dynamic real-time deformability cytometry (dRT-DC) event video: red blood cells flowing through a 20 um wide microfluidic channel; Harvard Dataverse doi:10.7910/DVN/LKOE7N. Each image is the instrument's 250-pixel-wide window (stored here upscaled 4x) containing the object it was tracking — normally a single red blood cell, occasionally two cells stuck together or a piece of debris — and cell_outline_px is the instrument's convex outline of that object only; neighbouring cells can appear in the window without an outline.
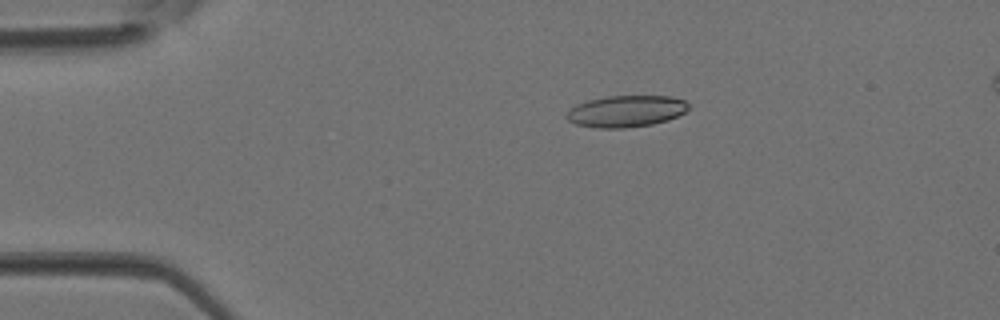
{"species": "Egyptian fruit bat (a non-hibernating species)", "species_latin": "Rousettus aegyptiacus", "temperature_condition": "room temperature", "stored_images_in_passage": 5, "segment_of_instrument_passage": [1, 2], "camera_frame_rate_fps": 3000, "um_per_image_px": 0.085, "animal": {"sex": "female"}, "frame": {"image": 1, "passage_image": 3, "time_ms": 0.667, "image_size_px": [1000, 320], "cell_outline_px": [[688, 108], [684, 112], [668, 120], [652, 124], [624, 128], [596, 128], [576, 124], [568, 120], [568, 112], [576, 104], [588, 100], [608, 96], [672, 96], [684, 100], [688, 104]], "centroid_in_image_um": [53.23, 9.45], "position_along_channel_um": 31.8, "area_um2": 22.25}}